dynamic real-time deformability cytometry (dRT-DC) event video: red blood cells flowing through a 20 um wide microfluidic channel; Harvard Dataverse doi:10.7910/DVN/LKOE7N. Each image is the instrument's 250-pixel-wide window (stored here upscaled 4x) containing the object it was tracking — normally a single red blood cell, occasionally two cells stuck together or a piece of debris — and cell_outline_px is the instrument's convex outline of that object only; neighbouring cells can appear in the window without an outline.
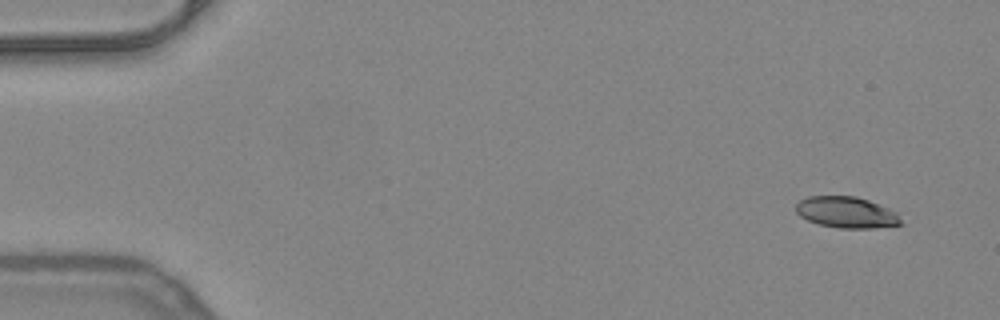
{"species": "common noctule bat (a hibernating species)", "species_latin": "Nyctalus noctula", "temperature_condition": "warm", "stored_images_in_passage": 50, "camera_frame_rate_fps": 3000, "um_per_image_px": 0.085, "animal": {"sex": "female", "body_mass_g": 24.6, "forearm_length_mm": 56.2}, "frame": {"image": 1, "passage_image": 1, "time_ms": 0.0, "image_size_px": [1000, 320], "cell_outline_px": [[904, 224], [872, 228], [840, 228], [820, 224], [808, 220], [800, 216], [796, 212], [796, 204], [800, 200], [808, 196], [856, 196], [868, 200], [888, 208], [896, 212]], "centroid_in_image_um": [71.95, 18.04], "position_along_channel_um": 13.0, "area_um2": 19.02}}
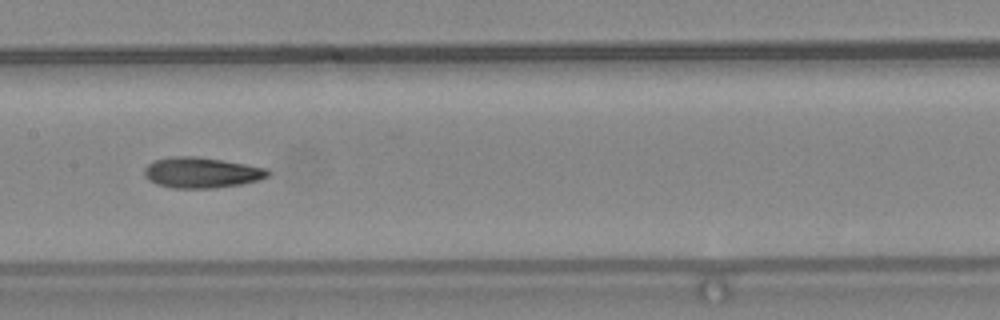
{"frame": {"image": 2, "passage_image": 24, "time_ms": 7.667, "image_size_px": [1000, 320], "cell_outline_px": [[272, 172], [268, 176], [256, 180], [240, 184], [212, 188], [172, 188], [156, 184], [148, 180], [144, 176], [144, 168], [152, 160], [172, 156], [196, 156], [268, 168]], "centroid_in_image_um": [17.08, 14.67], "position_along_channel_um": 190.3, "area_um2": 22.08}}
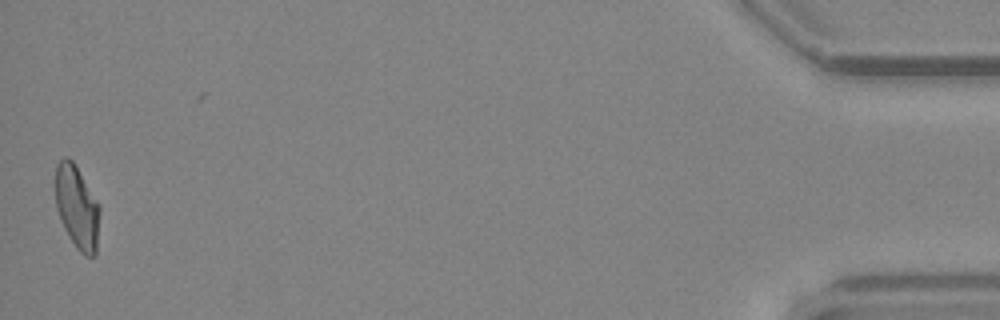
{"frame": {"image": 3, "passage_image": 49, "time_ms": 16.0, "image_size_px": [1000, 320], "cell_outline_px": [[100, 212], [96, 256], [84, 256], [76, 248], [68, 236], [60, 220], [56, 208], [56, 164], [64, 156], [68, 156], [72, 160], [100, 204]], "centroid_in_image_um": [6.56, 17.63], "position_along_channel_um": 428.6, "area_um2": 21.73}, "authors_computed_cell_mechanics": {"area_um2": 21.4438, "velocity_mm_per_s": 4.0101, "shape_relaxation_time_tau1_ms": 6.8436, "shape_relaxation_time_tau2_ms": 3.1539, "deformation_change_tau1": 0.2227, "deformation_change_tau2": 0.1085}}